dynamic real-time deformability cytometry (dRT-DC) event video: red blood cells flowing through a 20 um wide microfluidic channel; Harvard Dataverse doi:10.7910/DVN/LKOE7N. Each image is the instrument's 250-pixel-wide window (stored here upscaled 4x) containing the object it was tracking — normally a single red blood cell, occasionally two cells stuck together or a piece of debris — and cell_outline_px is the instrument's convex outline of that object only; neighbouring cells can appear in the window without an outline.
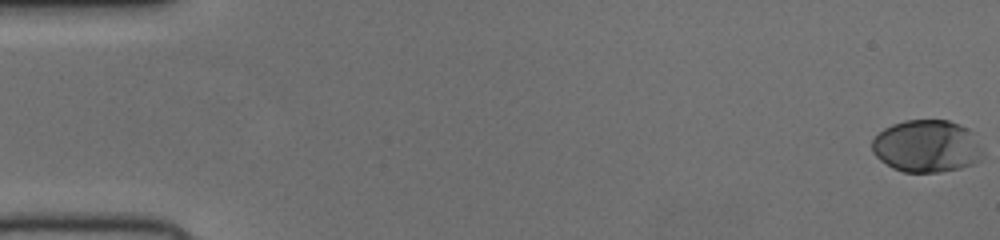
{"species": "human", "species_latin": "Homo sapiens", "temperature_condition": "cold", "stored_images_in_passage": 53, "camera_frame_rate_fps": 3000, "um_per_image_px": 0.085, "donor": {"sex": "female"}, "frame": {"image": 1, "passage_image": 1, "time_ms": 0.0, "image_size_px": [1000, 240], "cell_outline_px": [[984, 156], [980, 160], [972, 164], [960, 168], [940, 172], [904, 172], [892, 168], [880, 160], [872, 152], [872, 140], [884, 128], [892, 124], [904, 120], [948, 120], [968, 128], [972, 132], [984, 148]], "centroid_in_image_um": [78.8, 12.43], "position_along_channel_um": 6.2, "area_um2": 34.16}}
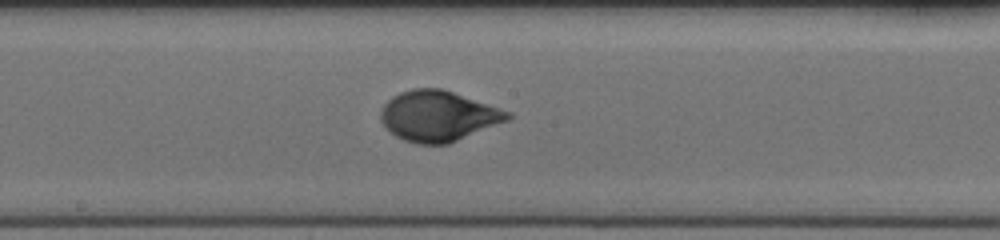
{"frame": {"image": 2, "passage_image": 29, "time_ms": 9.333, "image_size_px": [1000, 240], "cell_outline_px": [[512, 116], [508, 120], [448, 144], [416, 144], [404, 140], [396, 136], [380, 120], [380, 112], [384, 104], [392, 96], [400, 92], [412, 88], [440, 88], [512, 112]], "centroid_in_image_um": [37.24, 9.86], "position_along_channel_um": 211.0, "area_um2": 37.05}}
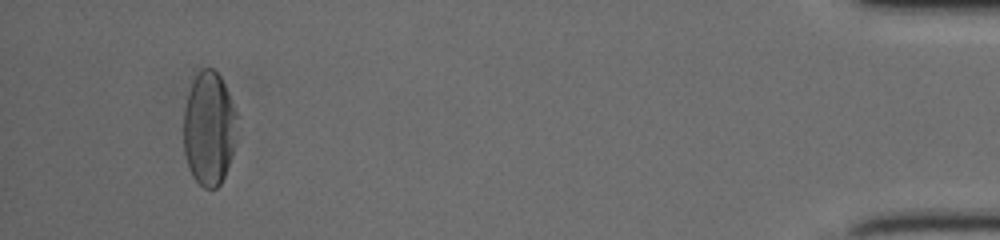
{"frame": {"image": 3, "passage_image": 50, "time_ms": 16.333, "image_size_px": [1000, 240], "cell_outline_px": [[240, 128], [224, 176], [220, 184], [216, 188], [204, 188], [192, 176], [184, 152], [184, 108], [188, 92], [200, 68], [212, 68], [220, 76], [228, 92], [236, 112]], "centroid_in_image_um": [17.79, 10.92], "position_along_channel_um": 417.4, "area_um2": 35.6}}